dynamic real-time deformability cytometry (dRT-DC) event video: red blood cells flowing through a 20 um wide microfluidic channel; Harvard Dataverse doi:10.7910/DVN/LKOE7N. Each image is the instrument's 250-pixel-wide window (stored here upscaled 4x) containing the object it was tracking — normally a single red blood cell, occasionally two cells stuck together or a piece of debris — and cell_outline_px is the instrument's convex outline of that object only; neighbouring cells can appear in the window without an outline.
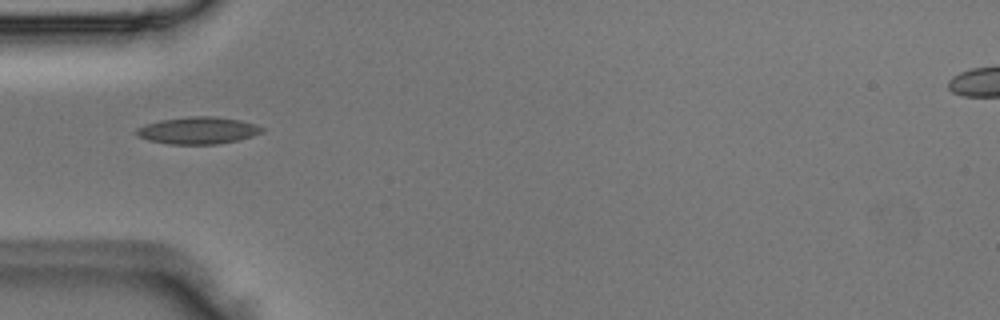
{"species": "Egyptian fruit bat (a non-hibernating species)", "species_latin": "Rousettus aegyptiacus", "temperature_condition": "room temperature", "stored_images_in_passage": 2, "camera_frame_rate_fps": 3000, "um_per_image_px": 0.085, "animal": {"sex": "male"}, "frame": {"image": 1, "passage_image": 2, "time_ms": 0.333, "image_size_px": [1000, 320], "cell_outline_px": [[268, 128], [264, 132], [252, 136], [236, 140], [216, 144], [168, 144], [148, 140], [136, 136], [132, 132], [136, 128], [144, 124], [160, 120], [188, 116], [216, 116], [240, 120], [256, 124]], "centroid_in_image_um": [16.81, 11.08], "position_along_channel_um": 68.2, "area_um2": 20.17}}